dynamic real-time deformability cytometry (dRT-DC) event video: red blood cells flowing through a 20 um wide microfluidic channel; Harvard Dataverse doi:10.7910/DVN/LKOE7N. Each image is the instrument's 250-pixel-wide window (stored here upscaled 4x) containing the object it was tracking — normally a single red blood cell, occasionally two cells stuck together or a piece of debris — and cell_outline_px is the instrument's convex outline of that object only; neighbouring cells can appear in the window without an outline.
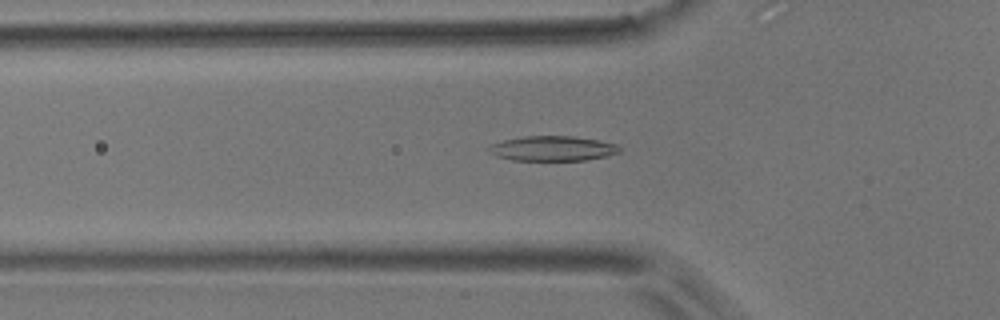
{"species": "common noctule bat (a hibernating species)", "species_latin": "Nyctalus noctula", "temperature_condition": "room temperature", "stored_images_in_passage": 54, "camera_frame_rate_fps": 3000, "um_per_image_px": 0.085, "animal": {"sex": "male", "body_mass_g": 17.9}, "frame": {"image": 1, "passage_image": 18, "time_ms": 5.667, "image_size_px": [1000, 320], "cell_outline_px": [[620, 152], [604, 156], [584, 160], [512, 160], [496, 156], [488, 152], [488, 148], [492, 144], [504, 140], [524, 136], [572, 136], [600, 140], [616, 144], [620, 148]], "centroid_in_image_um": [46.95, 12.61], "position_along_channel_um": 78.8, "area_um2": 18.84}}
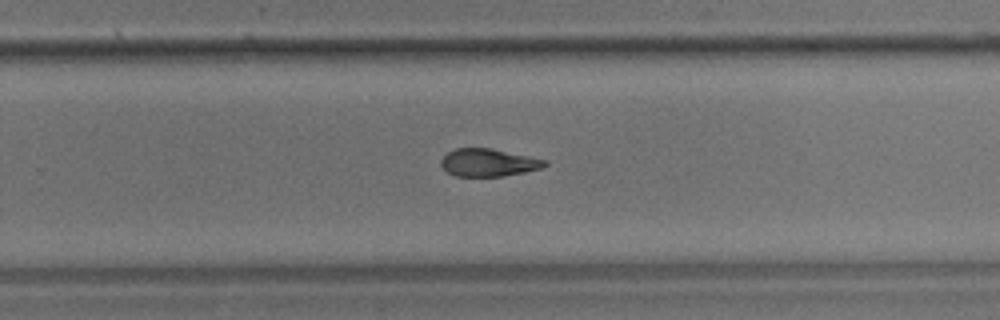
{"frame": {"image": 2, "passage_image": 35, "time_ms": 11.333, "image_size_px": [1000, 320], "cell_outline_px": [[548, 164], [540, 168], [524, 172], [504, 176], [456, 176], [448, 172], [440, 164], [440, 160], [448, 152], [456, 148], [492, 148], [548, 160]], "centroid_in_image_um": [41.52, 13.81], "position_along_channel_um": 288.3, "area_um2": 16.7}}
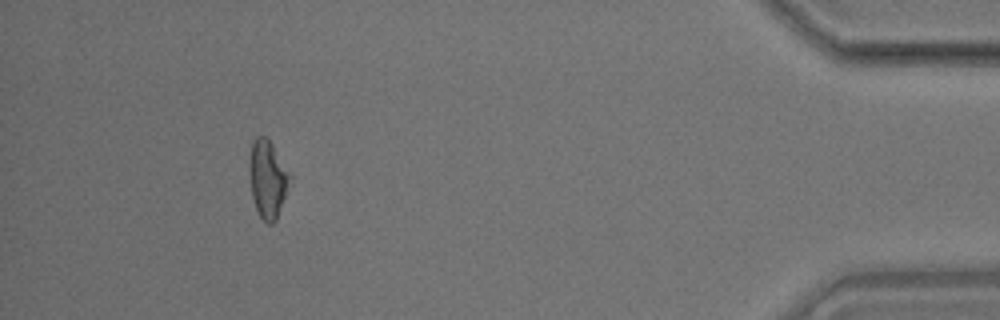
{"frame": {"image": 3, "passage_image": 50, "time_ms": 16.333, "image_size_px": [1000, 320], "cell_outline_px": [[292, 176], [276, 220], [272, 224], [268, 224], [260, 216], [256, 208], [252, 196], [248, 168], [248, 164], [252, 144], [256, 136], [264, 136], [272, 144]], "centroid_in_image_um": [22.74, 15.21], "position_along_channel_um": 412.5, "area_um2": 18.15}, "authors_computed_cell_mechanics": {"area_um2": 18.1781, "velocity_mm_per_s": 3.6885, "shape_relaxation_time_tau1_ms": 5.8935, "shape_relaxation_time_tau2_ms": 5.6878, "deformation_change_tau1": 0.1608, "deformation_change_tau2": 0.1438}}